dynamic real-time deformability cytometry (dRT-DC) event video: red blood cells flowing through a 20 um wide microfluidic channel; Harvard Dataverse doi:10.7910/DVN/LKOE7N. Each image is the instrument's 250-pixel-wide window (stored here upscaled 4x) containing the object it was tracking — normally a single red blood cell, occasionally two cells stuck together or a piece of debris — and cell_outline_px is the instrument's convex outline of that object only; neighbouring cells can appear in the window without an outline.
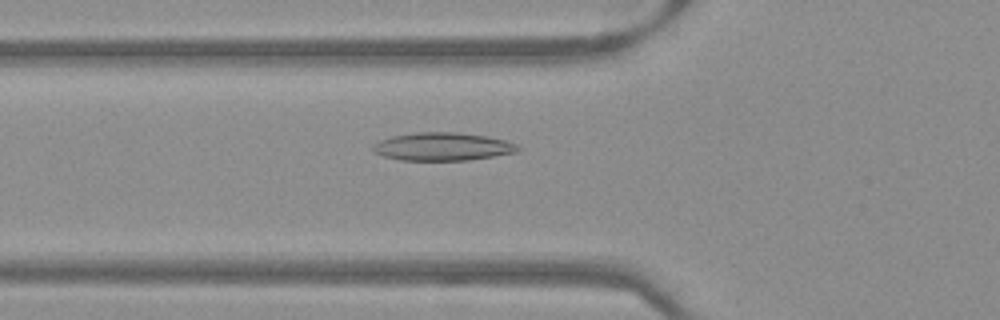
{"species": "Egyptian fruit bat (a non-hibernating species)", "species_latin": "Rousettus aegyptiacus", "temperature_condition": "warm", "stored_images_in_passage": 40, "camera_frame_rate_fps": 3000, "um_per_image_px": 0.085, "frame": {"image": 1, "passage_image": 7, "time_ms": 2.0, "image_size_px": [1000, 320], "cell_outline_px": [[524, 148], [520, 152], [468, 160], [400, 160], [384, 156], [372, 152], [372, 144], [380, 140], [392, 136], [416, 132], [456, 132], [488, 136], [504, 140], [516, 144]], "centroid_in_image_um": [37.65, 12.46], "position_along_channel_um": 88.2, "area_um2": 23.93}}
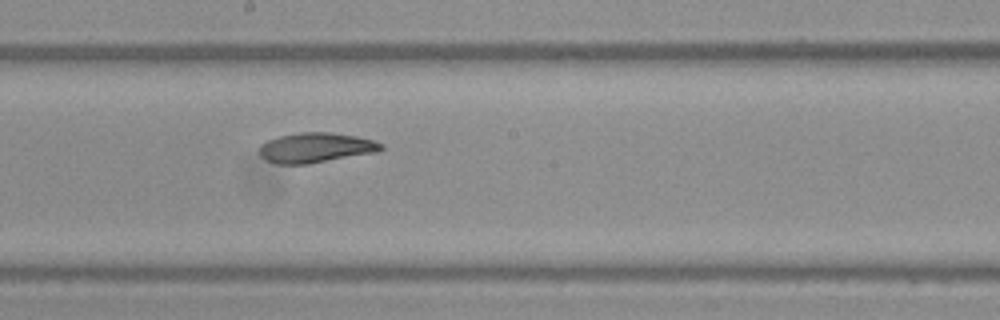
{"frame": {"image": 2, "passage_image": 17, "time_ms": 5.333, "image_size_px": [1000, 320], "cell_outline_px": [[384, 148], [380, 152], [308, 164], [276, 164], [260, 156], [260, 144], [276, 136], [300, 132], [328, 132], [356, 136], [372, 140], [384, 144]], "centroid_in_image_um": [26.86, 12.55], "position_along_channel_um": 221.3, "area_um2": 21.44}}
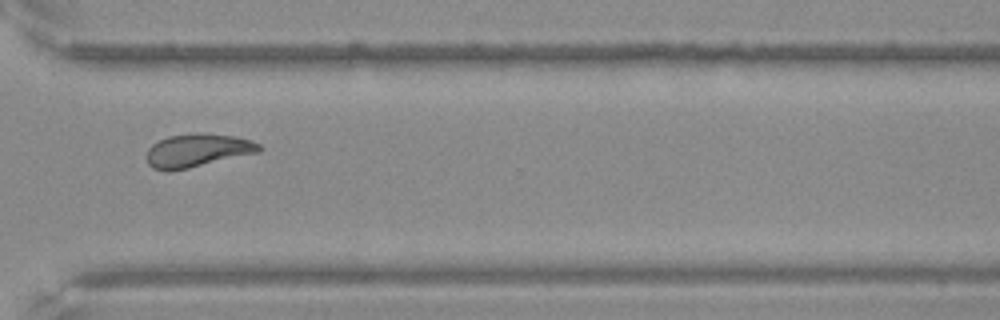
{"frame": {"image": 3, "passage_image": 27, "time_ms": 8.667, "image_size_px": [1000, 320], "cell_outline_px": [[264, 148], [260, 152], [188, 168], [168, 172], [152, 168], [148, 164], [144, 156], [148, 148], [152, 144], [168, 136], [204, 132], [236, 136], [252, 140], [260, 144]], "centroid_in_image_um": [16.78, 12.78], "position_along_channel_um": 353.8, "area_um2": 22.2}}